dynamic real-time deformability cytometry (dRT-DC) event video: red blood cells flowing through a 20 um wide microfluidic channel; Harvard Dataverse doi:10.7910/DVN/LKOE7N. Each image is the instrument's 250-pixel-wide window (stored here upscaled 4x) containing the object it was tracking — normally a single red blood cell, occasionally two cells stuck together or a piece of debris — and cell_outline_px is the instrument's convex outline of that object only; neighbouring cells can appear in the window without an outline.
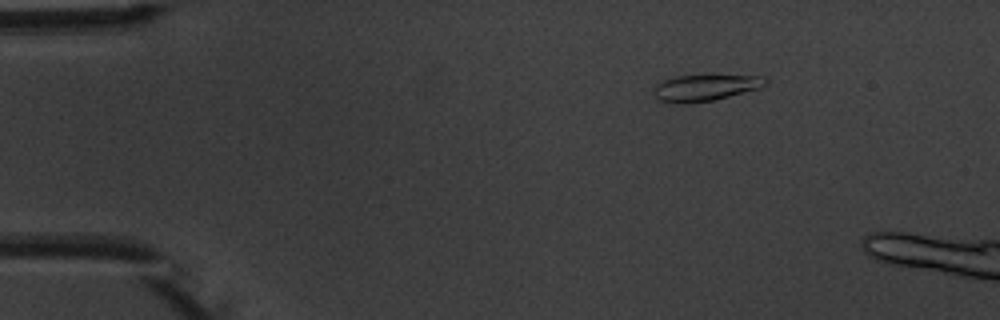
{"species": "common noctule bat (a hibernating species)", "species_latin": "Nyctalus noctula", "temperature_condition": "warm", "stored_images_in_passage": 3, "camera_frame_rate_fps": 3000, "um_per_image_px": 0.085, "animal": {"sex": "male", "body_mass_g": 20.1, "forearm_length_mm": 53.5}, "frame": {"image": 1, "passage_image": 2, "time_ms": 1.333, "image_size_px": [1000, 320], "cell_outline_px": [[768, 84], [760, 88], [712, 100], [688, 104], [676, 104], [656, 100], [652, 88], [656, 84], [664, 80], [676, 76], [760, 76], [768, 80]], "centroid_in_image_um": [59.87, 7.48], "position_along_channel_um": 25.1, "area_um2": 17.11}}